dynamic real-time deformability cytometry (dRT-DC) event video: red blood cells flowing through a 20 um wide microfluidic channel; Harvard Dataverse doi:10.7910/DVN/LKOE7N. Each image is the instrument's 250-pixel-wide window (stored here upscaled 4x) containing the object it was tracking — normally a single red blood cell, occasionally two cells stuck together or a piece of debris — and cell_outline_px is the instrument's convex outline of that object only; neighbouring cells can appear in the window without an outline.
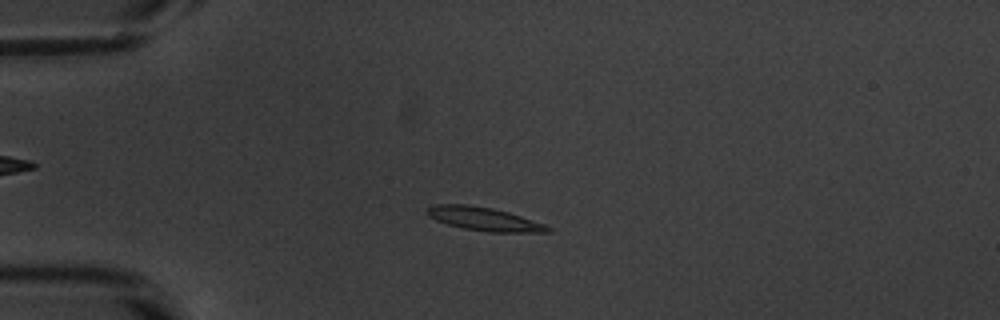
{"species": "common noctule bat (a hibernating species)", "species_latin": "Nyctalus noctula", "temperature_condition": "warm", "stored_images_in_passage": 54, "camera_frame_rate_fps": 3000, "um_per_image_px": 0.085, "animal": {"sex": "male", "body_mass_g": 20.1, "forearm_length_mm": 53.5}, "frame": {"image": 1, "passage_image": 14, "time_ms": 4.333, "image_size_px": [1000, 320], "cell_outline_px": [[552, 232], [488, 232], [464, 228], [448, 224], [436, 220], [428, 216], [428, 208], [436, 204], [468, 204], [492, 208], [508, 212], [544, 224], [552, 228]], "centroid_in_image_um": [41.16, 18.61], "position_along_channel_um": 43.8, "area_um2": 16.3}}
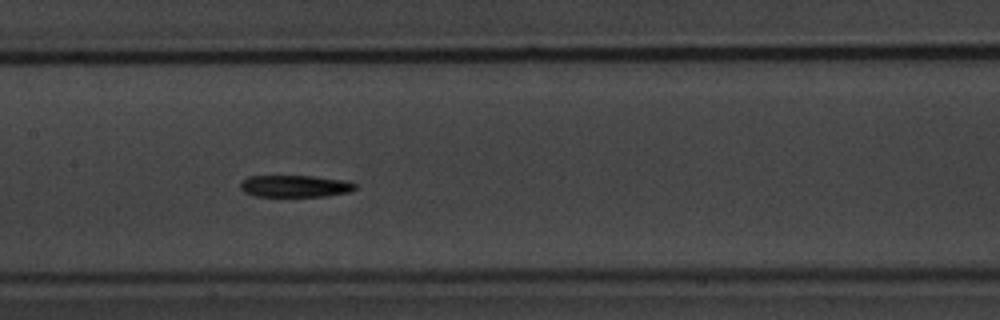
{"frame": {"image": 2, "passage_image": 27, "time_ms": 8.667, "image_size_px": [1000, 320], "cell_outline_px": [[356, 188], [352, 192], [328, 196], [256, 196], [244, 192], [240, 188], [240, 184], [248, 176], [312, 176], [344, 180], [356, 184]], "centroid_in_image_um": [25.11, 15.82], "position_along_channel_um": 182.3, "area_um2": 14.68}}
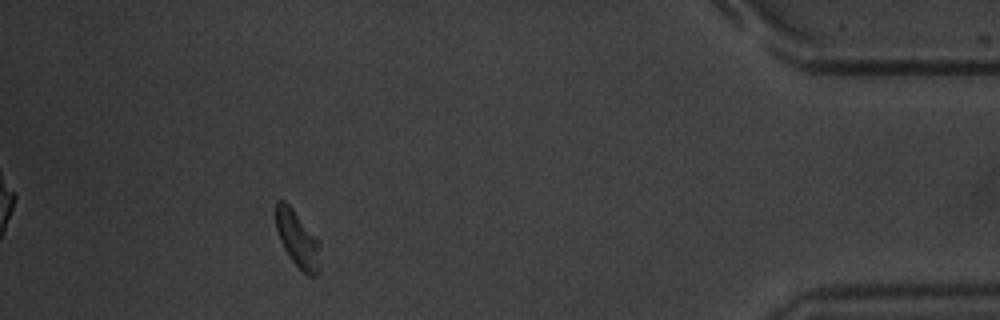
{"frame": {"image": 3, "passage_image": 49, "time_ms": 16.0, "image_size_px": [1000, 320], "cell_outline_px": [[320, 272], [316, 276], [308, 276], [292, 260], [284, 248], [280, 240], [276, 228], [276, 200], [284, 200], [292, 208], [320, 240]], "centroid_in_image_um": [25.33, 20.34], "position_along_channel_um": 409.9, "area_um2": 14.68}, "authors_computed_cell_mechanics": {"area_um2": 15.2014, "velocity_mm_per_s": 3.7936, "shape_relaxation_time_tau1_ms": 2.6465, "shape_relaxation_time_tau2_ms": null, "deformation_change_tau1": 0.1777, "deformation_change_tau2": null}}